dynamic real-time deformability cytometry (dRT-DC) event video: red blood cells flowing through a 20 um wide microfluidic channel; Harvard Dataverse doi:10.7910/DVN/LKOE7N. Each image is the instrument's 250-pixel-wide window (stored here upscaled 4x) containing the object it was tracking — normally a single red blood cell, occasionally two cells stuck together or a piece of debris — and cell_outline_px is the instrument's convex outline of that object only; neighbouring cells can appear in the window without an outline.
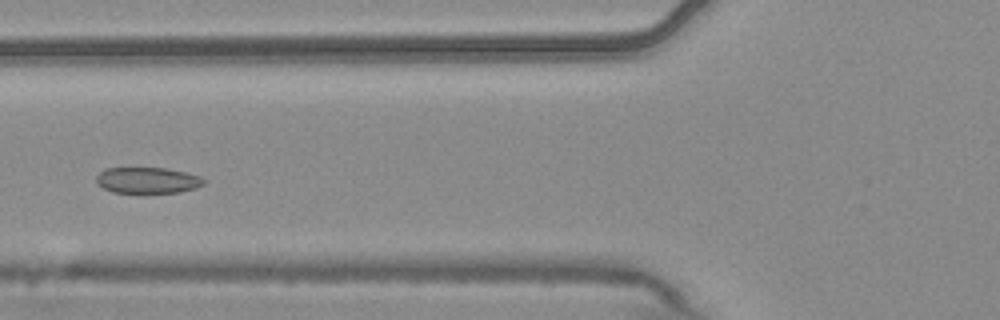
{"species": "common noctule bat (a hibernating species)", "species_latin": "Nyctalus noctula", "temperature_condition": "warm", "stored_images_in_passage": 10, "camera_frame_rate_fps": 3000, "um_per_image_px": 0.085, "animal": {"sex": "male", "body_mass_g": 20.4}, "frame": {"image": 1, "passage_image": 5, "time_ms": 1.333, "image_size_px": [1000, 320], "cell_outline_px": [[208, 180], [204, 184], [196, 188], [180, 192], [144, 196], [112, 192], [96, 184], [96, 176], [104, 168], [164, 168], [184, 172], [200, 176]], "centroid_in_image_um": [12.54, 15.38], "position_along_channel_um": 113.3, "area_um2": 17.28}}
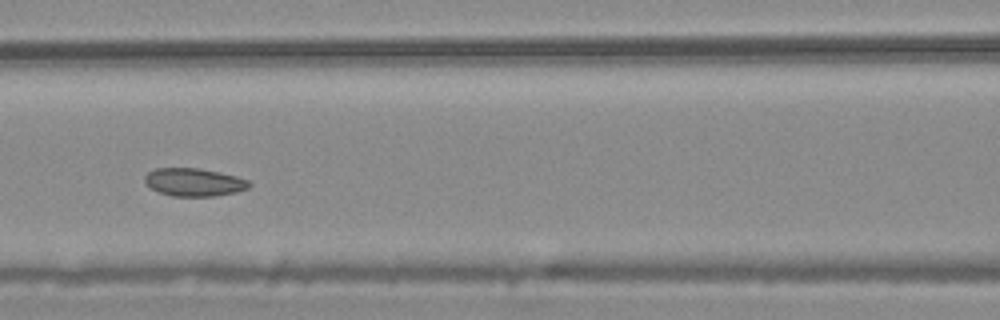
{"frame": {"image": 2, "passage_image": 6, "time_ms": 1.667, "image_size_px": [1000, 320], "cell_outline_px": [[252, 184], [248, 188], [236, 192], [216, 196], [172, 196], [160, 192], [144, 184], [144, 176], [148, 172], [156, 168], [200, 168], [220, 172], [236, 176], [248, 180]], "centroid_in_image_um": [16.49, 15.48], "position_along_channel_um": 150.1, "area_um2": 17.11}}
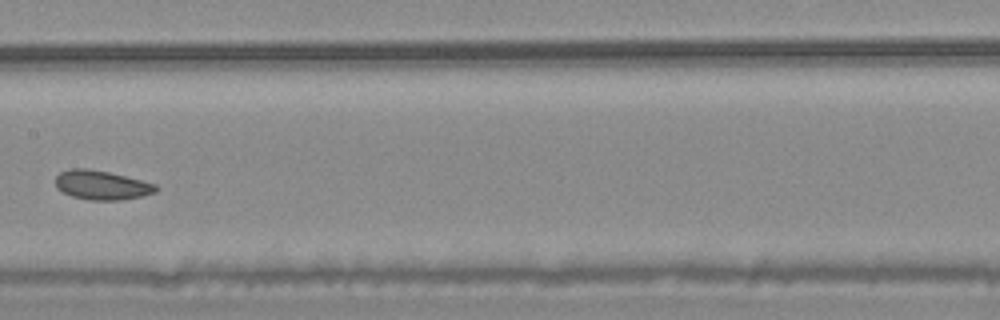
{"frame": {"image": 3, "passage_image": 7, "time_ms": 2.0, "image_size_px": [1000, 320], "cell_outline_px": [[160, 188], [156, 192], [144, 196], [120, 200], [88, 200], [72, 196], [56, 188], [56, 176], [60, 172], [72, 168], [88, 168], [108, 172], [156, 184]], "centroid_in_image_um": [8.66, 15.74], "position_along_channel_um": 198.7, "area_um2": 17.11}}